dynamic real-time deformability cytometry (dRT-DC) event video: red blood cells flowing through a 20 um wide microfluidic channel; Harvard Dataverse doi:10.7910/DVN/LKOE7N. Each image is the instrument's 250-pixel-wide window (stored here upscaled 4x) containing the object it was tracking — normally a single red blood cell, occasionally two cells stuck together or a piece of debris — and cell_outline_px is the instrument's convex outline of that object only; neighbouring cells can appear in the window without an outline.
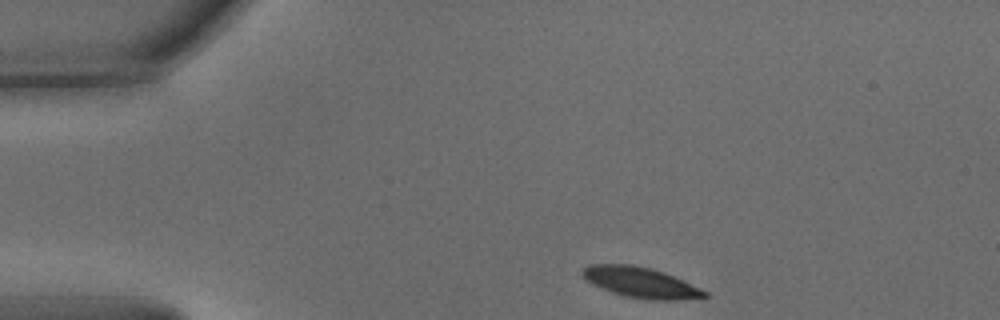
{"species": "common noctule bat (a hibernating species)", "species_latin": "Nyctalus noctula", "temperature_condition": "warm", "stored_images_in_passage": 35, "camera_frame_rate_fps": 3000, "um_per_image_px": 0.085, "animal": {"sex": "male", "body_mass_g": 15.6}, "frame": {"image": 1, "passage_image": 1, "time_ms": 0.0, "image_size_px": [1000, 320], "cell_outline_px": [[708, 296], [680, 300], [648, 300], [624, 296], [612, 292], [592, 284], [580, 272], [588, 264], [632, 264], [652, 268], [664, 272], [700, 288], [708, 292]], "centroid_in_image_um": [54.46, 24.0], "position_along_channel_um": 30.5, "area_um2": 21.68}}
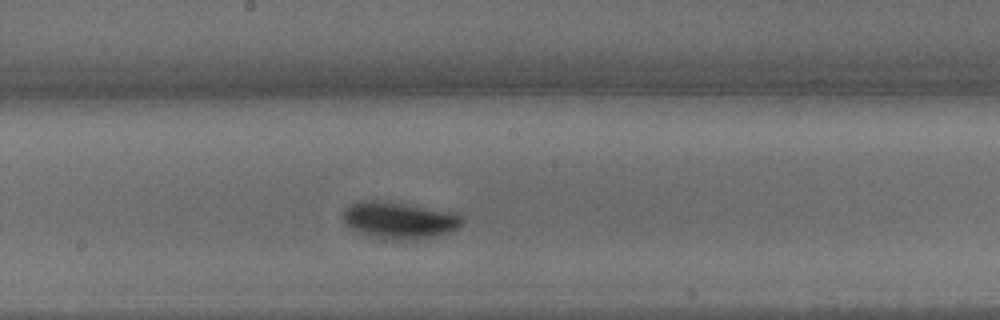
{"frame": {"image": 2, "passage_image": 20, "time_ms": 6.333, "image_size_px": [1000, 320], "cell_outline_px": [[464, 224], [448, 232], [416, 240], [384, 240], [364, 236], [344, 224], [344, 208], [348, 204], [360, 200], [376, 200], [460, 212], [464, 216]], "centroid_in_image_um": [33.93, 18.73], "position_along_channel_um": 214.3, "area_um2": 26.24}}
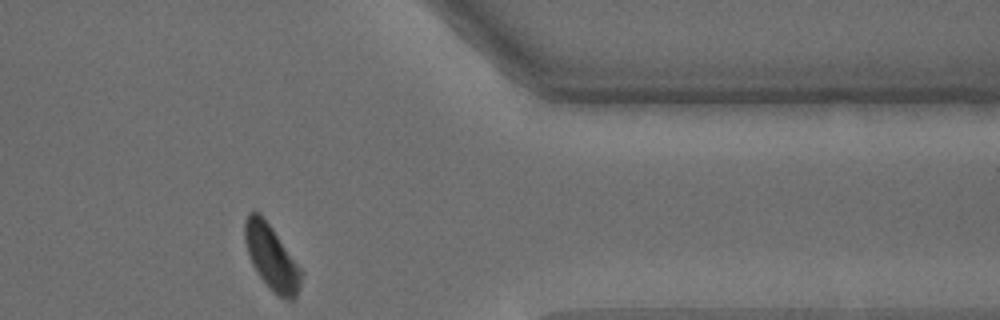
{"frame": {"image": 3, "passage_image": 35, "time_ms": 11.333, "image_size_px": [1000, 320], "cell_outline_px": [[304, 272], [296, 296], [292, 300], [284, 300], [276, 296], [260, 276], [252, 264], [244, 240], [244, 220], [248, 212], [260, 212], [272, 228]], "centroid_in_image_um": [23.08, 21.88], "position_along_channel_um": 388.3, "area_um2": 21.33}, "authors_computed_cell_mechanics": {"area_um2": 23.1778, "velocity_mm_per_s": 3.8088, "shape_relaxation_time_tau1_ms": 4.2693, "shape_relaxation_time_tau2_ms": 3.2043, "deformation_change_tau1": 0.1991, "deformation_change_tau2": 0.0747}}